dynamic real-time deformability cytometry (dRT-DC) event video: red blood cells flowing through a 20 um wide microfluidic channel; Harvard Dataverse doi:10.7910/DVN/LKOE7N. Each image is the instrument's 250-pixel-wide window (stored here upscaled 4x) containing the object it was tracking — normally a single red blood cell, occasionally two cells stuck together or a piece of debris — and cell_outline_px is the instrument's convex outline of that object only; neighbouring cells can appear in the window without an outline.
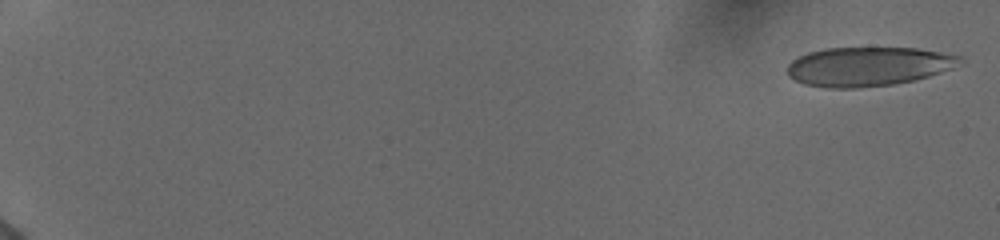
{"species": "human", "species_latin": "Homo sapiens", "temperature_condition": "cold", "stored_images_in_passage": 55, "camera_frame_rate_fps": 3000, "um_per_image_px": 0.085, "donor": {"sex": "female"}, "frame": {"image": 1, "passage_image": 2, "time_ms": 0.333, "image_size_px": [1000, 240], "cell_outline_px": [[964, 60], [952, 68], [928, 76], [912, 80], [892, 84], [856, 88], [828, 88], [804, 84], [788, 76], [788, 64], [792, 60], [808, 52], [828, 48], [916, 48], [964, 56]], "centroid_in_image_um": [73.79, 5.64], "position_along_channel_um": 11.2, "area_um2": 39.19}}
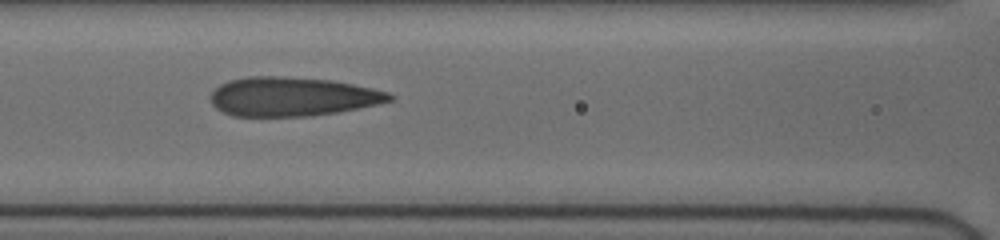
{"frame": {"image": 2, "passage_image": 28, "time_ms": 9.0, "image_size_px": [1000, 240], "cell_outline_px": [[396, 96], [392, 100], [376, 104], [336, 112], [308, 116], [232, 116], [216, 108], [212, 104], [212, 92], [220, 84], [228, 80], [248, 76], [280, 76], [332, 80], [372, 88], [388, 92]], "centroid_in_image_um": [24.83, 8.2], "position_along_channel_um": 141.8, "area_um2": 40.52}}
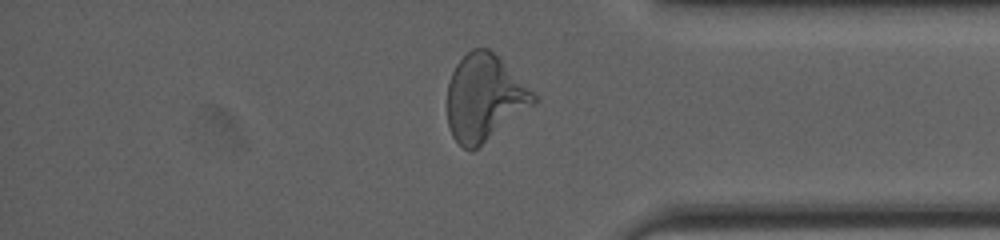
{"frame": {"image": 3, "passage_image": 48, "time_ms": 15.667, "image_size_px": [1000, 240], "cell_outline_px": [[540, 96], [532, 104], [472, 152], [464, 148], [452, 136], [448, 124], [448, 84], [452, 72], [456, 64], [472, 48], [488, 48]], "centroid_in_image_um": [41.16, 8.3], "position_along_channel_um": 394.0, "area_um2": 42.71}, "authors_computed_cell_mechanics": {"area_um2": 40.46, "velocity_mm_per_s": 3.8979, "shape_relaxation_time_tau1_ms": 7.8127, "shape_relaxation_time_tau2_ms": 1.1609, "deformation_change_tau1": 0.2289, "deformation_change_tau2": 0.1078}}